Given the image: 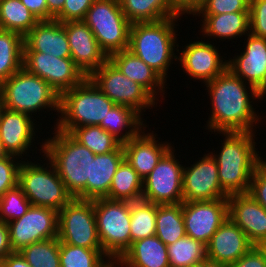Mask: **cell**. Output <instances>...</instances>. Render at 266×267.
<instances>
[{
  "label": "cell",
  "mask_w": 266,
  "mask_h": 267,
  "mask_svg": "<svg viewBox=\"0 0 266 267\" xmlns=\"http://www.w3.org/2000/svg\"><path fill=\"white\" fill-rule=\"evenodd\" d=\"M23 52H40L59 58L71 57L64 23L39 21L25 36Z\"/></svg>",
  "instance_id": "cb8c5ba5"
},
{
  "label": "cell",
  "mask_w": 266,
  "mask_h": 267,
  "mask_svg": "<svg viewBox=\"0 0 266 267\" xmlns=\"http://www.w3.org/2000/svg\"><path fill=\"white\" fill-rule=\"evenodd\" d=\"M143 179L124 159L115 172L106 198L119 201L142 200Z\"/></svg>",
  "instance_id": "4dcf8cb0"
},
{
  "label": "cell",
  "mask_w": 266,
  "mask_h": 267,
  "mask_svg": "<svg viewBox=\"0 0 266 267\" xmlns=\"http://www.w3.org/2000/svg\"><path fill=\"white\" fill-rule=\"evenodd\" d=\"M167 251L170 267H188L207 258L206 245L187 235L168 245Z\"/></svg>",
  "instance_id": "8d00e7d4"
},
{
  "label": "cell",
  "mask_w": 266,
  "mask_h": 267,
  "mask_svg": "<svg viewBox=\"0 0 266 267\" xmlns=\"http://www.w3.org/2000/svg\"><path fill=\"white\" fill-rule=\"evenodd\" d=\"M249 33L266 39V0H250Z\"/></svg>",
  "instance_id": "7bdbcfd3"
},
{
  "label": "cell",
  "mask_w": 266,
  "mask_h": 267,
  "mask_svg": "<svg viewBox=\"0 0 266 267\" xmlns=\"http://www.w3.org/2000/svg\"><path fill=\"white\" fill-rule=\"evenodd\" d=\"M155 225V235L167 246L185 237L182 203L157 204Z\"/></svg>",
  "instance_id": "f546056e"
},
{
  "label": "cell",
  "mask_w": 266,
  "mask_h": 267,
  "mask_svg": "<svg viewBox=\"0 0 266 267\" xmlns=\"http://www.w3.org/2000/svg\"><path fill=\"white\" fill-rule=\"evenodd\" d=\"M179 17L165 18L154 22L133 23L130 28L129 47L134 55L142 59L165 81L172 59L177 61L175 49L179 51L175 24ZM176 45V46H175ZM176 47V48H175ZM174 57V58H173Z\"/></svg>",
  "instance_id": "277c9868"
},
{
  "label": "cell",
  "mask_w": 266,
  "mask_h": 267,
  "mask_svg": "<svg viewBox=\"0 0 266 267\" xmlns=\"http://www.w3.org/2000/svg\"><path fill=\"white\" fill-rule=\"evenodd\" d=\"M88 78L113 103L130 107L140 115H144L142 113L146 112V108L151 109L158 104L143 86L126 77L109 60L92 72Z\"/></svg>",
  "instance_id": "8fae6325"
},
{
  "label": "cell",
  "mask_w": 266,
  "mask_h": 267,
  "mask_svg": "<svg viewBox=\"0 0 266 267\" xmlns=\"http://www.w3.org/2000/svg\"><path fill=\"white\" fill-rule=\"evenodd\" d=\"M266 95V90L265 92L262 94V100L264 99L263 97Z\"/></svg>",
  "instance_id": "680465c9"
},
{
  "label": "cell",
  "mask_w": 266,
  "mask_h": 267,
  "mask_svg": "<svg viewBox=\"0 0 266 267\" xmlns=\"http://www.w3.org/2000/svg\"><path fill=\"white\" fill-rule=\"evenodd\" d=\"M123 160L122 144L115 151L95 155L91 161L90 179H87V200L108 196L113 176Z\"/></svg>",
  "instance_id": "484cf974"
},
{
  "label": "cell",
  "mask_w": 266,
  "mask_h": 267,
  "mask_svg": "<svg viewBox=\"0 0 266 267\" xmlns=\"http://www.w3.org/2000/svg\"><path fill=\"white\" fill-rule=\"evenodd\" d=\"M143 122V117L141 118V115L134 109L116 104L108 111L106 118L102 119L99 126L124 143L146 128V123L143 124Z\"/></svg>",
  "instance_id": "f1b7e54d"
},
{
  "label": "cell",
  "mask_w": 266,
  "mask_h": 267,
  "mask_svg": "<svg viewBox=\"0 0 266 267\" xmlns=\"http://www.w3.org/2000/svg\"><path fill=\"white\" fill-rule=\"evenodd\" d=\"M1 105L7 109L27 113L50 109L60 111V95L48 82L28 73L24 68L0 84Z\"/></svg>",
  "instance_id": "8992f818"
},
{
  "label": "cell",
  "mask_w": 266,
  "mask_h": 267,
  "mask_svg": "<svg viewBox=\"0 0 266 267\" xmlns=\"http://www.w3.org/2000/svg\"><path fill=\"white\" fill-rule=\"evenodd\" d=\"M10 245L13 252L39 241L58 236V211L31 205L20 218L8 223Z\"/></svg>",
  "instance_id": "4fadbf2b"
},
{
  "label": "cell",
  "mask_w": 266,
  "mask_h": 267,
  "mask_svg": "<svg viewBox=\"0 0 266 267\" xmlns=\"http://www.w3.org/2000/svg\"><path fill=\"white\" fill-rule=\"evenodd\" d=\"M122 12L133 24L178 17L168 0H119Z\"/></svg>",
  "instance_id": "1f68e13d"
},
{
  "label": "cell",
  "mask_w": 266,
  "mask_h": 267,
  "mask_svg": "<svg viewBox=\"0 0 266 267\" xmlns=\"http://www.w3.org/2000/svg\"><path fill=\"white\" fill-rule=\"evenodd\" d=\"M64 28L70 45L71 58L88 77L108 60V56L100 48L93 32L84 21L65 22Z\"/></svg>",
  "instance_id": "d6986e66"
},
{
  "label": "cell",
  "mask_w": 266,
  "mask_h": 267,
  "mask_svg": "<svg viewBox=\"0 0 266 267\" xmlns=\"http://www.w3.org/2000/svg\"><path fill=\"white\" fill-rule=\"evenodd\" d=\"M118 263L123 267H170L167 245L156 235L135 241Z\"/></svg>",
  "instance_id": "4316f807"
},
{
  "label": "cell",
  "mask_w": 266,
  "mask_h": 267,
  "mask_svg": "<svg viewBox=\"0 0 266 267\" xmlns=\"http://www.w3.org/2000/svg\"><path fill=\"white\" fill-rule=\"evenodd\" d=\"M144 130L146 128L129 141L122 143L124 159L142 179L152 172L160 159L172 148L168 141L158 142L157 135L153 131L145 133Z\"/></svg>",
  "instance_id": "603a6c76"
},
{
  "label": "cell",
  "mask_w": 266,
  "mask_h": 267,
  "mask_svg": "<svg viewBox=\"0 0 266 267\" xmlns=\"http://www.w3.org/2000/svg\"><path fill=\"white\" fill-rule=\"evenodd\" d=\"M202 16L200 32L204 37L222 39H237L249 33V12H232L219 15H198ZM204 33V34H203ZM206 35V36H205Z\"/></svg>",
  "instance_id": "83f0119b"
},
{
  "label": "cell",
  "mask_w": 266,
  "mask_h": 267,
  "mask_svg": "<svg viewBox=\"0 0 266 267\" xmlns=\"http://www.w3.org/2000/svg\"><path fill=\"white\" fill-rule=\"evenodd\" d=\"M23 68L48 82L59 95L86 78L71 57L59 58L40 52H23Z\"/></svg>",
  "instance_id": "5bb4252c"
},
{
  "label": "cell",
  "mask_w": 266,
  "mask_h": 267,
  "mask_svg": "<svg viewBox=\"0 0 266 267\" xmlns=\"http://www.w3.org/2000/svg\"><path fill=\"white\" fill-rule=\"evenodd\" d=\"M228 267H266V259L263 252L254 245L239 260L228 265Z\"/></svg>",
  "instance_id": "bcb514c9"
},
{
  "label": "cell",
  "mask_w": 266,
  "mask_h": 267,
  "mask_svg": "<svg viewBox=\"0 0 266 267\" xmlns=\"http://www.w3.org/2000/svg\"><path fill=\"white\" fill-rule=\"evenodd\" d=\"M172 11L178 16L192 14L193 16L200 10L205 0H168Z\"/></svg>",
  "instance_id": "7dc6e473"
},
{
  "label": "cell",
  "mask_w": 266,
  "mask_h": 267,
  "mask_svg": "<svg viewBox=\"0 0 266 267\" xmlns=\"http://www.w3.org/2000/svg\"><path fill=\"white\" fill-rule=\"evenodd\" d=\"M47 162L42 165L28 160L21 161L18 185L31 205L60 211L73 196L67 191L54 165L49 160Z\"/></svg>",
  "instance_id": "ba28073f"
},
{
  "label": "cell",
  "mask_w": 266,
  "mask_h": 267,
  "mask_svg": "<svg viewBox=\"0 0 266 267\" xmlns=\"http://www.w3.org/2000/svg\"><path fill=\"white\" fill-rule=\"evenodd\" d=\"M182 212L186 235L207 245L228 218V200L183 201Z\"/></svg>",
  "instance_id": "9a60e30c"
},
{
  "label": "cell",
  "mask_w": 266,
  "mask_h": 267,
  "mask_svg": "<svg viewBox=\"0 0 266 267\" xmlns=\"http://www.w3.org/2000/svg\"><path fill=\"white\" fill-rule=\"evenodd\" d=\"M59 257L60 267H107L112 262L102 249H87L64 242H60Z\"/></svg>",
  "instance_id": "e575fe53"
},
{
  "label": "cell",
  "mask_w": 266,
  "mask_h": 267,
  "mask_svg": "<svg viewBox=\"0 0 266 267\" xmlns=\"http://www.w3.org/2000/svg\"><path fill=\"white\" fill-rule=\"evenodd\" d=\"M32 117L3 106L0 108V140L7 155L20 159L24 154L27 155V150L29 151L36 138V124Z\"/></svg>",
  "instance_id": "ffe728a7"
},
{
  "label": "cell",
  "mask_w": 266,
  "mask_h": 267,
  "mask_svg": "<svg viewBox=\"0 0 266 267\" xmlns=\"http://www.w3.org/2000/svg\"><path fill=\"white\" fill-rule=\"evenodd\" d=\"M12 252L8 223L0 221V261Z\"/></svg>",
  "instance_id": "681fc988"
},
{
  "label": "cell",
  "mask_w": 266,
  "mask_h": 267,
  "mask_svg": "<svg viewBox=\"0 0 266 267\" xmlns=\"http://www.w3.org/2000/svg\"><path fill=\"white\" fill-rule=\"evenodd\" d=\"M211 41H194L185 46L177 60L187 75L202 81L204 84L212 81L227 69L228 60H222L218 49L209 43ZM222 57V58H221ZM201 79V80H200Z\"/></svg>",
  "instance_id": "e0dca14e"
},
{
  "label": "cell",
  "mask_w": 266,
  "mask_h": 267,
  "mask_svg": "<svg viewBox=\"0 0 266 267\" xmlns=\"http://www.w3.org/2000/svg\"><path fill=\"white\" fill-rule=\"evenodd\" d=\"M30 12L39 20H48V9L46 0H20Z\"/></svg>",
  "instance_id": "c3c4849f"
},
{
  "label": "cell",
  "mask_w": 266,
  "mask_h": 267,
  "mask_svg": "<svg viewBox=\"0 0 266 267\" xmlns=\"http://www.w3.org/2000/svg\"><path fill=\"white\" fill-rule=\"evenodd\" d=\"M205 267H228L227 264L218 261H213L208 258L205 259Z\"/></svg>",
  "instance_id": "f5cc1de1"
},
{
  "label": "cell",
  "mask_w": 266,
  "mask_h": 267,
  "mask_svg": "<svg viewBox=\"0 0 266 267\" xmlns=\"http://www.w3.org/2000/svg\"><path fill=\"white\" fill-rule=\"evenodd\" d=\"M227 200L228 217L254 245H258L266 238V209L249 193L232 194Z\"/></svg>",
  "instance_id": "44dd1931"
},
{
  "label": "cell",
  "mask_w": 266,
  "mask_h": 267,
  "mask_svg": "<svg viewBox=\"0 0 266 267\" xmlns=\"http://www.w3.org/2000/svg\"><path fill=\"white\" fill-rule=\"evenodd\" d=\"M24 37L0 29V84L23 68Z\"/></svg>",
  "instance_id": "d6a6232c"
},
{
  "label": "cell",
  "mask_w": 266,
  "mask_h": 267,
  "mask_svg": "<svg viewBox=\"0 0 266 267\" xmlns=\"http://www.w3.org/2000/svg\"><path fill=\"white\" fill-rule=\"evenodd\" d=\"M83 21L107 56L128 49L132 23L122 12L119 0H95Z\"/></svg>",
  "instance_id": "9c48e42d"
},
{
  "label": "cell",
  "mask_w": 266,
  "mask_h": 267,
  "mask_svg": "<svg viewBox=\"0 0 266 267\" xmlns=\"http://www.w3.org/2000/svg\"><path fill=\"white\" fill-rule=\"evenodd\" d=\"M108 60L126 77L143 86L156 100L158 93H162L161 98L164 97L166 81L130 50L115 52L108 56Z\"/></svg>",
  "instance_id": "d4e9b609"
},
{
  "label": "cell",
  "mask_w": 266,
  "mask_h": 267,
  "mask_svg": "<svg viewBox=\"0 0 266 267\" xmlns=\"http://www.w3.org/2000/svg\"><path fill=\"white\" fill-rule=\"evenodd\" d=\"M60 241L50 238L24 247L20 254L31 267H60Z\"/></svg>",
  "instance_id": "f35d334b"
},
{
  "label": "cell",
  "mask_w": 266,
  "mask_h": 267,
  "mask_svg": "<svg viewBox=\"0 0 266 267\" xmlns=\"http://www.w3.org/2000/svg\"><path fill=\"white\" fill-rule=\"evenodd\" d=\"M253 246L243 230L228 217L206 245L207 258L230 265Z\"/></svg>",
  "instance_id": "7402d4cb"
},
{
  "label": "cell",
  "mask_w": 266,
  "mask_h": 267,
  "mask_svg": "<svg viewBox=\"0 0 266 267\" xmlns=\"http://www.w3.org/2000/svg\"><path fill=\"white\" fill-rule=\"evenodd\" d=\"M248 193L266 209V160H261L255 168Z\"/></svg>",
  "instance_id": "f6af8a7d"
},
{
  "label": "cell",
  "mask_w": 266,
  "mask_h": 267,
  "mask_svg": "<svg viewBox=\"0 0 266 267\" xmlns=\"http://www.w3.org/2000/svg\"><path fill=\"white\" fill-rule=\"evenodd\" d=\"M18 159L20 158L11 155L0 158V197L18 184L21 165V160L18 161Z\"/></svg>",
  "instance_id": "b9f144b4"
},
{
  "label": "cell",
  "mask_w": 266,
  "mask_h": 267,
  "mask_svg": "<svg viewBox=\"0 0 266 267\" xmlns=\"http://www.w3.org/2000/svg\"><path fill=\"white\" fill-rule=\"evenodd\" d=\"M246 85L248 84L228 68L205 84L207 87L205 90H208L210 104H212L211 116L206 126L208 130L211 132L212 130L214 132L255 131L253 127L256 128L260 117L255 112L252 102L256 99L261 100L262 94L252 86Z\"/></svg>",
  "instance_id": "6da1fadb"
},
{
  "label": "cell",
  "mask_w": 266,
  "mask_h": 267,
  "mask_svg": "<svg viewBox=\"0 0 266 267\" xmlns=\"http://www.w3.org/2000/svg\"><path fill=\"white\" fill-rule=\"evenodd\" d=\"M60 242L87 249H102L94 212V200L72 198L58 211Z\"/></svg>",
  "instance_id": "30bf717a"
},
{
  "label": "cell",
  "mask_w": 266,
  "mask_h": 267,
  "mask_svg": "<svg viewBox=\"0 0 266 267\" xmlns=\"http://www.w3.org/2000/svg\"><path fill=\"white\" fill-rule=\"evenodd\" d=\"M250 0H205L196 15L249 12Z\"/></svg>",
  "instance_id": "60d3db41"
},
{
  "label": "cell",
  "mask_w": 266,
  "mask_h": 267,
  "mask_svg": "<svg viewBox=\"0 0 266 267\" xmlns=\"http://www.w3.org/2000/svg\"><path fill=\"white\" fill-rule=\"evenodd\" d=\"M38 22L20 0H0V29L24 37Z\"/></svg>",
  "instance_id": "836d02e7"
},
{
  "label": "cell",
  "mask_w": 266,
  "mask_h": 267,
  "mask_svg": "<svg viewBox=\"0 0 266 267\" xmlns=\"http://www.w3.org/2000/svg\"><path fill=\"white\" fill-rule=\"evenodd\" d=\"M48 9V20H53L61 11L65 0H46Z\"/></svg>",
  "instance_id": "816d5d0a"
},
{
  "label": "cell",
  "mask_w": 266,
  "mask_h": 267,
  "mask_svg": "<svg viewBox=\"0 0 266 267\" xmlns=\"http://www.w3.org/2000/svg\"><path fill=\"white\" fill-rule=\"evenodd\" d=\"M95 0H65L62 11L54 18L65 23L68 21H83L88 9Z\"/></svg>",
  "instance_id": "ee69618b"
},
{
  "label": "cell",
  "mask_w": 266,
  "mask_h": 267,
  "mask_svg": "<svg viewBox=\"0 0 266 267\" xmlns=\"http://www.w3.org/2000/svg\"><path fill=\"white\" fill-rule=\"evenodd\" d=\"M30 206L31 202L17 184L0 197V221L9 223L20 218Z\"/></svg>",
  "instance_id": "ab89813d"
},
{
  "label": "cell",
  "mask_w": 266,
  "mask_h": 267,
  "mask_svg": "<svg viewBox=\"0 0 266 267\" xmlns=\"http://www.w3.org/2000/svg\"><path fill=\"white\" fill-rule=\"evenodd\" d=\"M224 135L220 152H210L218 167L222 190L229 196L248 193L252 175L262 160L256 150V132H218Z\"/></svg>",
  "instance_id": "7a4b0ae2"
},
{
  "label": "cell",
  "mask_w": 266,
  "mask_h": 267,
  "mask_svg": "<svg viewBox=\"0 0 266 267\" xmlns=\"http://www.w3.org/2000/svg\"><path fill=\"white\" fill-rule=\"evenodd\" d=\"M116 104L86 77L80 84L60 95L59 119L56 129L70 133L74 128L99 126Z\"/></svg>",
  "instance_id": "5b68a950"
},
{
  "label": "cell",
  "mask_w": 266,
  "mask_h": 267,
  "mask_svg": "<svg viewBox=\"0 0 266 267\" xmlns=\"http://www.w3.org/2000/svg\"><path fill=\"white\" fill-rule=\"evenodd\" d=\"M5 156H7V153L5 152L3 145H2V142L0 140V158H3Z\"/></svg>",
  "instance_id": "11a10c76"
},
{
  "label": "cell",
  "mask_w": 266,
  "mask_h": 267,
  "mask_svg": "<svg viewBox=\"0 0 266 267\" xmlns=\"http://www.w3.org/2000/svg\"><path fill=\"white\" fill-rule=\"evenodd\" d=\"M119 266L120 264L118 263V261H112L107 267H119Z\"/></svg>",
  "instance_id": "6f0895ef"
},
{
  "label": "cell",
  "mask_w": 266,
  "mask_h": 267,
  "mask_svg": "<svg viewBox=\"0 0 266 267\" xmlns=\"http://www.w3.org/2000/svg\"><path fill=\"white\" fill-rule=\"evenodd\" d=\"M243 52L227 62V68L259 93L266 90V39L248 33ZM248 81V82H247Z\"/></svg>",
  "instance_id": "ac0fdd59"
},
{
  "label": "cell",
  "mask_w": 266,
  "mask_h": 267,
  "mask_svg": "<svg viewBox=\"0 0 266 267\" xmlns=\"http://www.w3.org/2000/svg\"><path fill=\"white\" fill-rule=\"evenodd\" d=\"M94 212L102 250L112 261H118L131 247L130 202L94 199Z\"/></svg>",
  "instance_id": "52a82bcc"
},
{
  "label": "cell",
  "mask_w": 266,
  "mask_h": 267,
  "mask_svg": "<svg viewBox=\"0 0 266 267\" xmlns=\"http://www.w3.org/2000/svg\"><path fill=\"white\" fill-rule=\"evenodd\" d=\"M95 155L115 151L122 143L100 126L88 125L74 128L69 133Z\"/></svg>",
  "instance_id": "74e56055"
},
{
  "label": "cell",
  "mask_w": 266,
  "mask_h": 267,
  "mask_svg": "<svg viewBox=\"0 0 266 267\" xmlns=\"http://www.w3.org/2000/svg\"><path fill=\"white\" fill-rule=\"evenodd\" d=\"M264 254L266 259V238H264L258 245H256Z\"/></svg>",
  "instance_id": "db71d44e"
},
{
  "label": "cell",
  "mask_w": 266,
  "mask_h": 267,
  "mask_svg": "<svg viewBox=\"0 0 266 267\" xmlns=\"http://www.w3.org/2000/svg\"><path fill=\"white\" fill-rule=\"evenodd\" d=\"M172 147L143 179L142 200L155 204L183 202V167Z\"/></svg>",
  "instance_id": "7c38bea8"
},
{
  "label": "cell",
  "mask_w": 266,
  "mask_h": 267,
  "mask_svg": "<svg viewBox=\"0 0 266 267\" xmlns=\"http://www.w3.org/2000/svg\"><path fill=\"white\" fill-rule=\"evenodd\" d=\"M54 129L55 135L42 142L40 151L45 160L54 165L73 198L87 199V179H90L91 161L95 154L69 133Z\"/></svg>",
  "instance_id": "3957f363"
},
{
  "label": "cell",
  "mask_w": 266,
  "mask_h": 267,
  "mask_svg": "<svg viewBox=\"0 0 266 267\" xmlns=\"http://www.w3.org/2000/svg\"><path fill=\"white\" fill-rule=\"evenodd\" d=\"M201 158L191 167H183V201L227 199L228 195L222 190L218 178L216 161L210 153Z\"/></svg>",
  "instance_id": "2e32d148"
},
{
  "label": "cell",
  "mask_w": 266,
  "mask_h": 267,
  "mask_svg": "<svg viewBox=\"0 0 266 267\" xmlns=\"http://www.w3.org/2000/svg\"><path fill=\"white\" fill-rule=\"evenodd\" d=\"M188 267H205V260L200 263H196L194 265L188 266Z\"/></svg>",
  "instance_id": "9f6ffc18"
},
{
  "label": "cell",
  "mask_w": 266,
  "mask_h": 267,
  "mask_svg": "<svg viewBox=\"0 0 266 267\" xmlns=\"http://www.w3.org/2000/svg\"><path fill=\"white\" fill-rule=\"evenodd\" d=\"M0 267H31L20 252H12L0 261Z\"/></svg>",
  "instance_id": "f907efd6"
},
{
  "label": "cell",
  "mask_w": 266,
  "mask_h": 267,
  "mask_svg": "<svg viewBox=\"0 0 266 267\" xmlns=\"http://www.w3.org/2000/svg\"><path fill=\"white\" fill-rule=\"evenodd\" d=\"M157 204L144 200L130 202V233L133 242L154 236L156 233Z\"/></svg>",
  "instance_id": "d590c367"
}]
</instances>
